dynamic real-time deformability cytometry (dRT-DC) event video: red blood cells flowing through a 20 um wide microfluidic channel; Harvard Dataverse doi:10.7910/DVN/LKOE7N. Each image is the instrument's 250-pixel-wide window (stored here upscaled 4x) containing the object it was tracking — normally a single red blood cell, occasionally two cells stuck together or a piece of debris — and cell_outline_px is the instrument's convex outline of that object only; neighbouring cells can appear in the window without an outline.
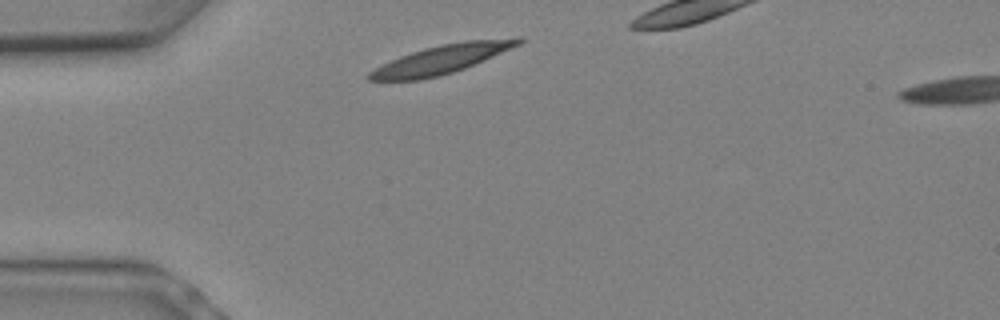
{"species": "Egyptian fruit bat (a non-hibernating species)", "species_latin": "Rousettus aegyptiacus", "temperature_condition": "warm", "stored_images_in_passage": 6, "camera_frame_rate_fps": 3000, "um_per_image_px": 0.085, "animal": {"sex": "female"}, "frame": {"image": 1, "passage_image": 1, "time_ms": 0.0, "image_size_px": [1000, 320], "cell_outline_px": [[524, 40], [520, 44], [464, 68], [440, 76], [420, 80], [368, 80], [364, 76], [368, 72], [400, 56], [424, 48], [440, 44], [464, 40], [516, 36], [524, 36]], "centroid_in_image_um": [37.58, 5.01], "position_along_channel_um": 47.4, "area_um2": 25.03}}